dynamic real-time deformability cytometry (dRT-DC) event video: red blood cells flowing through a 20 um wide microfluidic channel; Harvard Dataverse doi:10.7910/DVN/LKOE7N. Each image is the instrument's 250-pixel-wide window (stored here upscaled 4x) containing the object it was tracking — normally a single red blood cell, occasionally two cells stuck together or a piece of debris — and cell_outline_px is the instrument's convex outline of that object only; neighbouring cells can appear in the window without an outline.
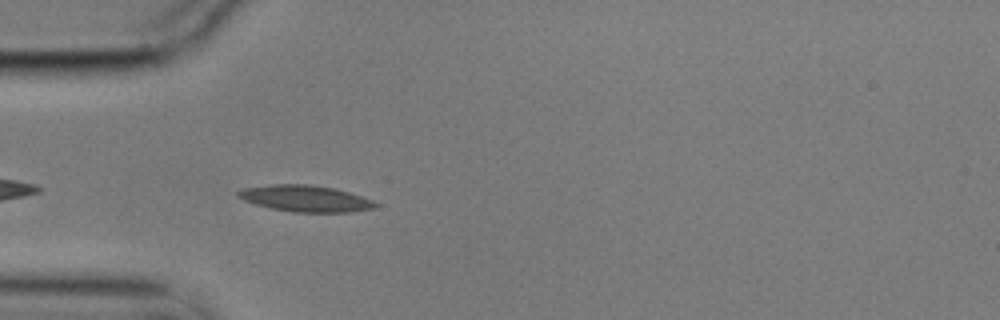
{"species": "common noctule bat (a hibernating species)", "species_latin": "Nyctalus noctula", "temperature_condition": "cold", "stored_images_in_passage": 43, "camera_frame_rate_fps": 3000, "um_per_image_px": 0.085, "animal": {"sex": "male", "body_mass_g": 17.9}, "frame": {"image": 1, "passage_image": 3, "time_ms": 0.667, "image_size_px": [1000, 320], "cell_outline_px": [[380, 204], [376, 208], [352, 212], [292, 212], [272, 208], [256, 204], [244, 200], [236, 196], [236, 192], [244, 188], [272, 184], [308, 184], [332, 188], [348, 192], [372, 200]], "centroid_in_image_um": [25.97, 16.88], "position_along_channel_um": 59.0, "area_um2": 21.04}}
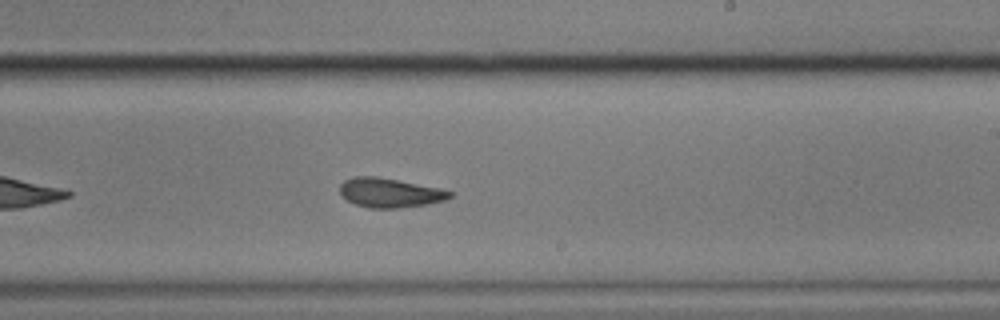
{"frame": {"image": 2, "passage_image": 20, "time_ms": 6.333, "image_size_px": [1000, 320], "cell_outline_px": [[452, 196], [444, 200], [428, 204], [400, 208], [368, 208], [356, 204], [340, 196], [340, 184], [344, 180], [356, 176], [376, 176], [440, 188], [452, 192]], "centroid_in_image_um": [33.11, 16.39], "position_along_channel_um": 255.9, "area_um2": 18.79}}
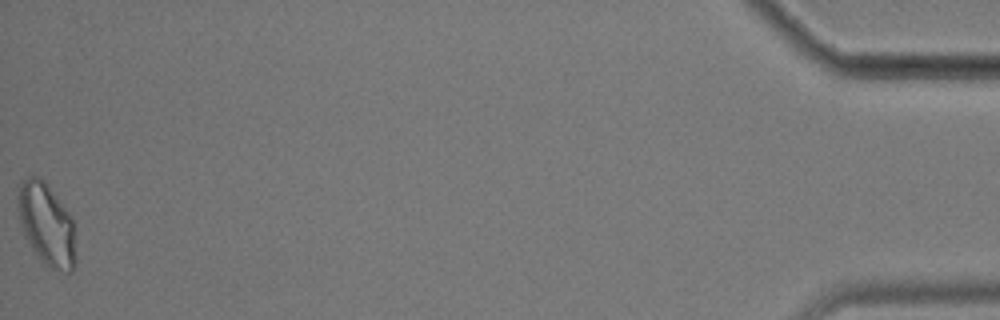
{"frame": {"image": 3, "passage_image": 43, "time_ms": 14.0, "image_size_px": [1000, 320], "cell_outline_px": [[76, 260], [72, 272], [68, 272], [52, 268], [36, 252], [24, 236], [20, 220], [16, 196], [16, 184], [28, 176], [40, 176], [44, 180], [68, 212], [72, 220], [76, 256]], "centroid_in_image_um": [3.93, 18.99], "position_along_channel_um": 431.3, "area_um2": 27.46}, "authors_computed_cell_mechanics": {"area_um2": 19.652, "velocity_mm_per_s": 3.5322, "shape_relaxation_time_tau1_ms": 6.9288, "shape_relaxation_time_tau2_ms": 3.3672, "deformation_change_tau1": 0.1719, "deformation_change_tau2": 0.1069}}